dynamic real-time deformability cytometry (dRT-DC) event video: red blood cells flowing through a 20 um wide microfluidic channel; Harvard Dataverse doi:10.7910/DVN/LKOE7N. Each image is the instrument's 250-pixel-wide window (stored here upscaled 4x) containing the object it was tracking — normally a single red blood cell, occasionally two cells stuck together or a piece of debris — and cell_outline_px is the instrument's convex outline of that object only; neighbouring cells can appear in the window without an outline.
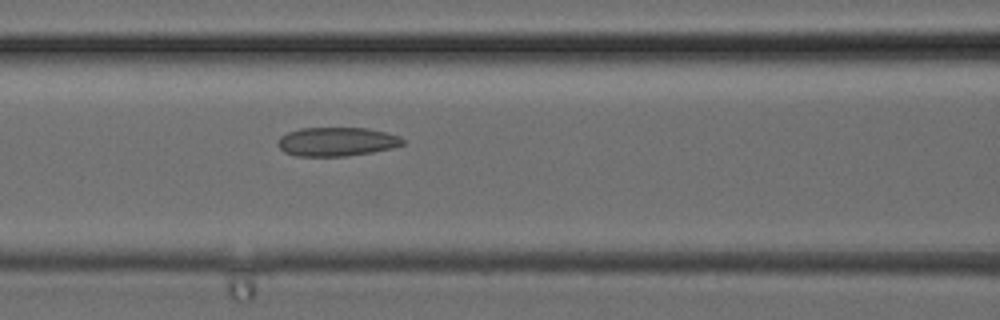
{"species": "common noctule bat (a hibernating species)", "species_latin": "Nyctalus noctula", "temperature_condition": "cold", "stored_images_in_passage": 23, "camera_frame_rate_fps": 3000, "um_per_image_px": 0.085, "animal": {"sex": "female", "body_mass_g": 24.6, "forearm_length_mm": 56.2}, "frame": {"image": 1, "passage_image": 4, "time_ms": 1.0, "image_size_px": [1000, 320], "cell_outline_px": [[404, 144], [392, 148], [372, 152], [344, 156], [296, 156], [284, 152], [276, 144], [280, 136], [288, 132], [300, 128], [368, 128], [400, 136], [404, 140]], "centroid_in_image_um": [28.6, 12.04], "position_along_channel_um": 138.0, "area_um2": 21.04}}
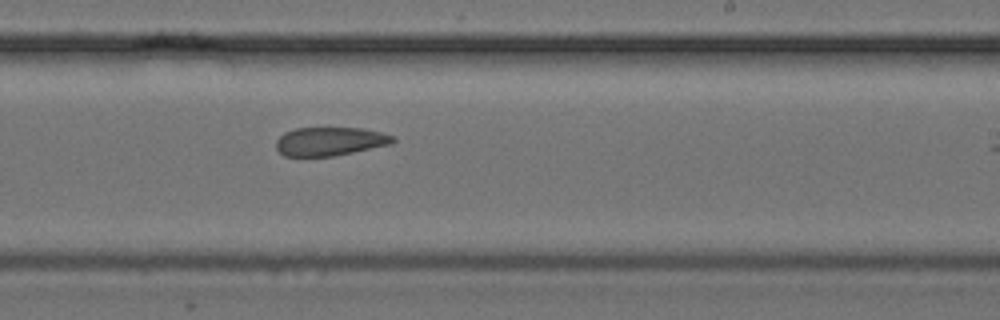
{"frame": {"image": 2, "passage_image": 10, "time_ms": 3.0, "image_size_px": [1000, 320], "cell_outline_px": [[396, 140], [392, 144], [332, 156], [284, 156], [276, 148], [276, 140], [284, 132], [296, 128], [360, 128], [380, 132], [396, 136]], "centroid_in_image_um": [28.05, 12.01], "position_along_channel_um": 261.0, "area_um2": 19.42}}
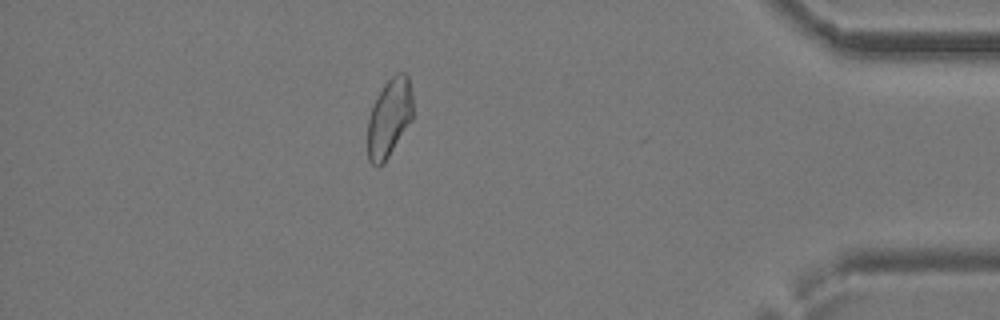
{"frame": {"image": 3, "passage_image": 19, "time_ms": 6.0, "image_size_px": [1000, 320], "cell_outline_px": [[412, 120], [384, 164], [376, 168], [368, 160], [368, 116], [384, 84], [396, 72], [404, 72], [408, 76], [412, 92]], "centroid_in_image_um": [33.09, 10.04], "position_along_channel_um": 402.1, "area_um2": 20.75}}